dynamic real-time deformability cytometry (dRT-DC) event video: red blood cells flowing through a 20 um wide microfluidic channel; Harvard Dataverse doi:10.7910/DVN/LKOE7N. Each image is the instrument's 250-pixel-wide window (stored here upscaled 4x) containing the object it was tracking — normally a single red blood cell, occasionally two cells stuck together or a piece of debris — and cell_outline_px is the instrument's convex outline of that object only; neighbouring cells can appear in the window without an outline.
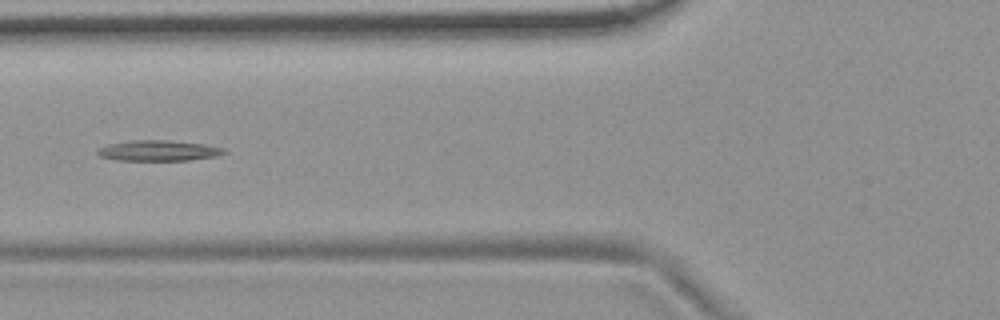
{"species": "common noctule bat (a hibernating species)", "species_latin": "Nyctalus noctula", "temperature_condition": "room temperature", "stored_images_in_passage": 6, "camera_frame_rate_fps": 3000, "um_per_image_px": 0.085, "animal": {"sex": "female", "body_mass_g": 19.9}, "frame": {"image": 1, "passage_image": 6, "time_ms": 5.667, "image_size_px": [1000, 320], "cell_outline_px": [[228, 152], [212, 156], [188, 160], [116, 160], [100, 156], [96, 152], [96, 148], [108, 144], [132, 140], [164, 140], [204, 144], [224, 148]], "centroid_in_image_um": [13.4, 12.8], "position_along_channel_um": 112.4, "area_um2": 15.03}}